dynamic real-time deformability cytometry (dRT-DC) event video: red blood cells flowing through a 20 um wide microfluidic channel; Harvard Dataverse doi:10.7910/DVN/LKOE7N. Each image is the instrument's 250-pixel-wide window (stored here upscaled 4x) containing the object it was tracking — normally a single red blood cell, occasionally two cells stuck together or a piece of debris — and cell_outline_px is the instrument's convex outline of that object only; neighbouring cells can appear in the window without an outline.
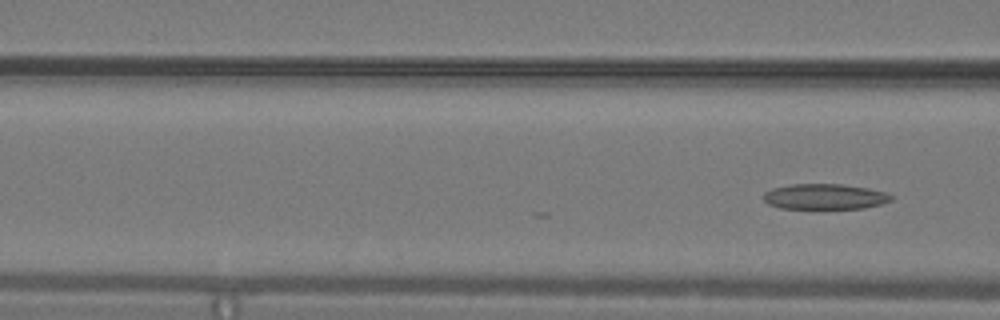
{"species": "common noctule bat (a hibernating species)", "species_latin": "Nyctalus noctula", "temperature_condition": "warm", "stored_images_in_passage": 12, "camera_frame_rate_fps": 3000, "um_per_image_px": 0.085, "animal": {"sex": "male", "body_mass_g": 19.2, "forearm_length_mm": 51.8}, "frame": {"image": 1, "passage_image": 12, "time_ms": 3.667, "image_size_px": [1000, 320], "cell_outline_px": [[892, 200], [880, 204], [864, 208], [780, 208], [768, 204], [764, 200], [764, 192], [772, 188], [788, 184], [840, 184], [868, 188], [884, 192], [892, 196]], "centroid_in_image_um": [70.07, 16.7], "position_along_channel_um": 96.5, "area_um2": 18.84}}